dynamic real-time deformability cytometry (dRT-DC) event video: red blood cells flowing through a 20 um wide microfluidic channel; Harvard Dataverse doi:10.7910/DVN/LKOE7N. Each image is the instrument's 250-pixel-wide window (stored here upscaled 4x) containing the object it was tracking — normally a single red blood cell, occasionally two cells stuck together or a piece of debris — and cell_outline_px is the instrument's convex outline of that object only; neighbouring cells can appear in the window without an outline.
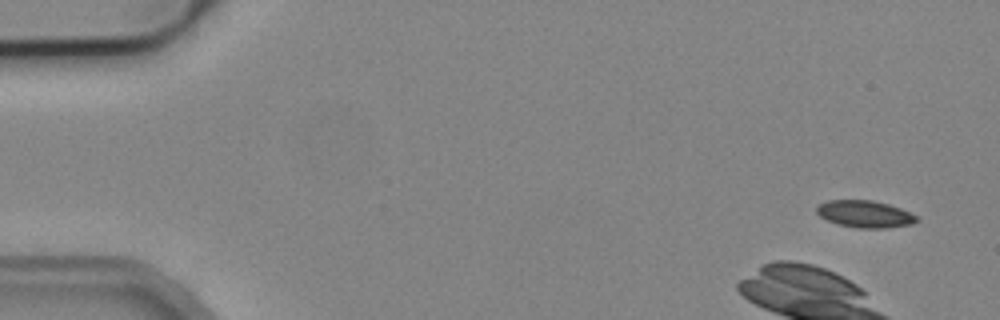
{"species": "common noctule bat (a hibernating species)", "species_latin": "Nyctalus noctula", "temperature_condition": "cold", "stored_images_in_passage": 8, "camera_frame_rate_fps": 3000, "um_per_image_px": 0.085, "animal": {"sex": "male", "body_mass_g": 19.2, "forearm_length_mm": 51.8}, "frame": {"image": 1, "passage_image": 1, "time_ms": 0.0, "image_size_px": [1000, 320], "cell_outline_px": [[920, 220], [912, 224], [884, 228], [860, 228], [840, 224], [828, 220], [820, 216], [816, 212], [816, 208], [820, 204], [828, 200], [872, 200], [888, 204], [900, 208], [920, 216]], "centroid_in_image_um": [73.57, 18.19], "position_along_channel_um": 11.4, "area_um2": 15.72}}